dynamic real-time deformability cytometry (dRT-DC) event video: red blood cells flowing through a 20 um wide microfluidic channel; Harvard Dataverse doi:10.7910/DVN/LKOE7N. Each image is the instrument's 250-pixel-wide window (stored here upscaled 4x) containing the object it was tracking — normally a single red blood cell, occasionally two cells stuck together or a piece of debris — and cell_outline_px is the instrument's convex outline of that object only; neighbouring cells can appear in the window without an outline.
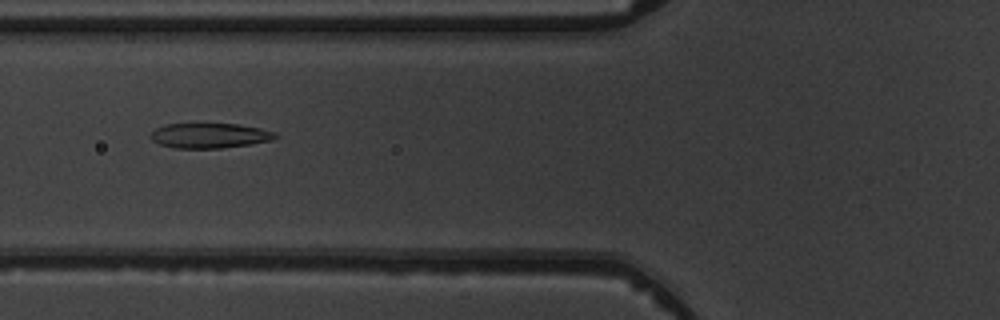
{"species": "common noctule bat (a hibernating species)", "species_latin": "Nyctalus noctula", "temperature_condition": "warm", "stored_images_in_passage": 7, "camera_frame_rate_fps": 3000, "um_per_image_px": 0.085, "animal": {"sex": "male", "body_mass_g": 19.5, "forearm_length_mm": 54.6}, "frame": {"image": 1, "passage_image": 6, "time_ms": 5.667, "image_size_px": [1000, 320], "cell_outline_px": [[280, 136], [272, 140], [248, 144], [220, 148], [176, 148], [160, 144], [152, 140], [148, 136], [156, 128], [164, 124], [236, 124], [260, 128], [276, 132]], "centroid_in_image_um": [17.82, 11.52], "position_along_channel_um": 108.0, "area_um2": 18.09}}
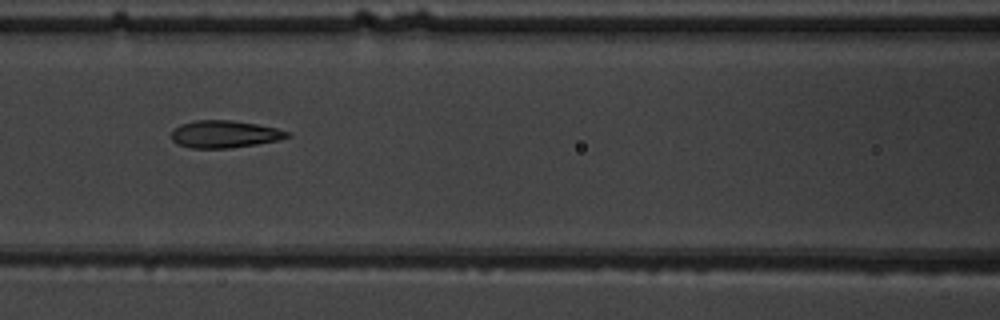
{"frame": {"image": 2, "passage_image": 7, "time_ms": 6.667, "image_size_px": [1000, 320], "cell_outline_px": [[292, 136], [276, 140], [256, 144], [232, 148], [192, 148], [176, 144], [172, 140], [172, 132], [180, 124], [196, 120], [232, 120], [256, 124], [276, 128], [288, 132]], "centroid_in_image_um": [19.07, 11.4], "position_along_channel_um": 147.5, "area_um2": 18.32}}